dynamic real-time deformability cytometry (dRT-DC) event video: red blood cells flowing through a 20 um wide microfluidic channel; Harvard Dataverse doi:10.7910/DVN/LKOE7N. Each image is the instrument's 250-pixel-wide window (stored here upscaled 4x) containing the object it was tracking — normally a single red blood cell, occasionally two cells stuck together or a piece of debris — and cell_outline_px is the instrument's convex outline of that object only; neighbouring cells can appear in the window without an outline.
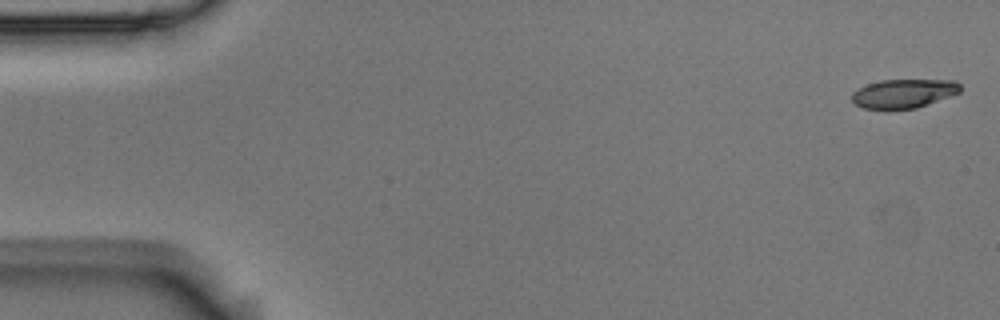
{"species": "Egyptian fruit bat (a non-hibernating species)", "species_latin": "Rousettus aegyptiacus", "temperature_condition": "room temperature", "stored_images_in_passage": 7, "camera_frame_rate_fps": 3000, "um_per_image_px": 0.085, "animal": {"sex": "male"}, "frame": {"image": 1, "passage_image": 1, "time_ms": 0.0, "image_size_px": [1000, 320], "cell_outline_px": [[960, 92], [916, 108], [888, 112], [864, 108], [856, 104], [852, 100], [852, 92], [856, 88], [880, 80], [952, 80], [960, 84]], "centroid_in_image_um": [76.74, 7.98], "position_along_channel_um": 8.3, "area_um2": 18.67}}
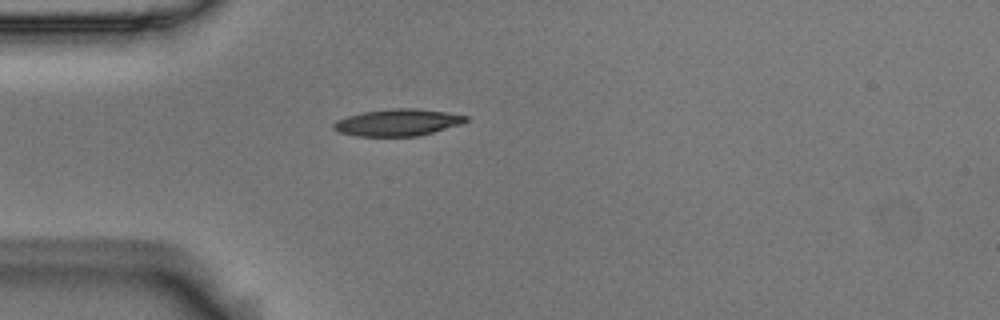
{"frame": {"image": 2, "passage_image": 5, "time_ms": 1.333, "image_size_px": [1000, 320], "cell_outline_px": [[468, 120], [460, 124], [432, 132], [416, 136], [356, 136], [340, 132], [332, 128], [332, 124], [336, 120], [348, 116], [364, 112], [392, 108], [416, 108], [444, 112], [468, 116]], "centroid_in_image_um": [33.77, 10.41], "position_along_channel_um": 51.2, "area_um2": 20.46}}
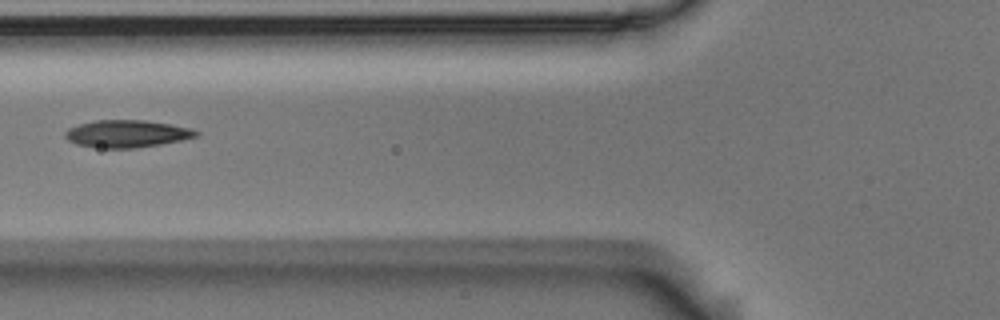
{"frame": {"image": 3, "passage_image": 7, "time_ms": 2.0, "image_size_px": [1000, 320], "cell_outline_px": [[200, 132], [196, 136], [180, 140], [160, 144], [136, 148], [100, 148], [76, 144], [68, 140], [64, 136], [64, 132], [68, 128], [80, 124], [96, 120], [144, 120], [192, 128]], "centroid_in_image_um": [10.75, 11.37], "position_along_channel_um": 115.0, "area_um2": 20.75}}